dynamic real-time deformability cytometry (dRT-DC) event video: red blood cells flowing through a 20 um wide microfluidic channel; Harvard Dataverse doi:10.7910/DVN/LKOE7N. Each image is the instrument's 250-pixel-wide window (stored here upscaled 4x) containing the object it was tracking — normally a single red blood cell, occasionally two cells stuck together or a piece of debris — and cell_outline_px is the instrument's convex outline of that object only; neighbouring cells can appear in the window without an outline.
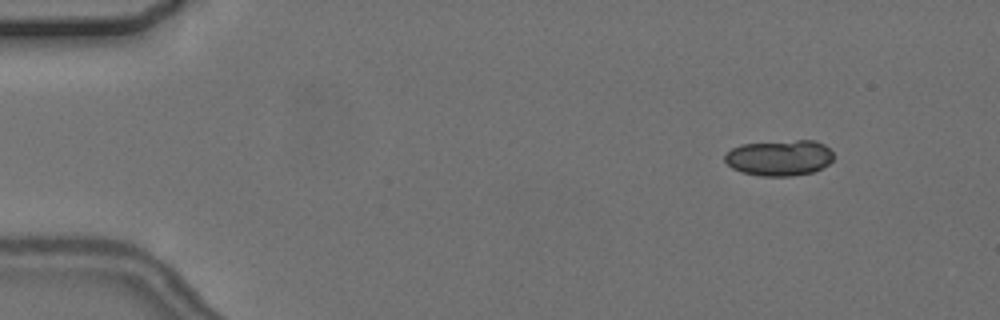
{"species": "common noctule bat (a hibernating species)", "species_latin": "Nyctalus noctula", "temperature_condition": "cold", "stored_images_in_passage": 5, "camera_frame_rate_fps": 3000, "um_per_image_px": 0.085, "animal": {"sex": "female", "body_mass_g": 24.6, "forearm_length_mm": 56.2}, "frame": {"image": 1, "passage_image": 2, "time_ms": 1.0, "image_size_px": [1000, 320], "cell_outline_px": [[832, 160], [828, 164], [812, 172], [792, 176], [760, 176], [740, 172], [732, 168], [724, 160], [724, 156], [732, 148], [740, 144], [796, 140], [816, 140], [824, 144], [832, 152]], "centroid_in_image_um": [66.23, 13.41], "position_along_channel_um": 18.8, "area_um2": 22.72}}